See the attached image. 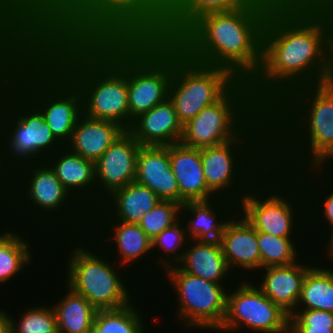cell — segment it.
<instances>
[{"label":"cell","instance_id":"1","mask_svg":"<svg viewBox=\"0 0 333 333\" xmlns=\"http://www.w3.org/2000/svg\"><path fill=\"white\" fill-rule=\"evenodd\" d=\"M333 5L270 11L262 32V64L250 81L255 101L270 111L291 90L324 83Z\"/></svg>","mask_w":333,"mask_h":333},{"label":"cell","instance_id":"2","mask_svg":"<svg viewBox=\"0 0 333 333\" xmlns=\"http://www.w3.org/2000/svg\"><path fill=\"white\" fill-rule=\"evenodd\" d=\"M36 46L80 90L85 116L129 129L128 40L72 42L40 29Z\"/></svg>","mask_w":333,"mask_h":333},{"label":"cell","instance_id":"3","mask_svg":"<svg viewBox=\"0 0 333 333\" xmlns=\"http://www.w3.org/2000/svg\"><path fill=\"white\" fill-rule=\"evenodd\" d=\"M272 167L287 174L333 169V88L291 90L271 110Z\"/></svg>","mask_w":333,"mask_h":333},{"label":"cell","instance_id":"4","mask_svg":"<svg viewBox=\"0 0 333 333\" xmlns=\"http://www.w3.org/2000/svg\"><path fill=\"white\" fill-rule=\"evenodd\" d=\"M270 10L247 2L242 7L198 18L174 43L192 60L228 69L251 81L262 64V32Z\"/></svg>","mask_w":333,"mask_h":333},{"label":"cell","instance_id":"5","mask_svg":"<svg viewBox=\"0 0 333 333\" xmlns=\"http://www.w3.org/2000/svg\"><path fill=\"white\" fill-rule=\"evenodd\" d=\"M49 262V267L97 311L123 308L146 289L87 233L50 238Z\"/></svg>","mask_w":333,"mask_h":333},{"label":"cell","instance_id":"6","mask_svg":"<svg viewBox=\"0 0 333 333\" xmlns=\"http://www.w3.org/2000/svg\"><path fill=\"white\" fill-rule=\"evenodd\" d=\"M89 215L45 161L27 162L12 171L9 222L40 231L50 239L86 234Z\"/></svg>","mask_w":333,"mask_h":333},{"label":"cell","instance_id":"7","mask_svg":"<svg viewBox=\"0 0 333 333\" xmlns=\"http://www.w3.org/2000/svg\"><path fill=\"white\" fill-rule=\"evenodd\" d=\"M45 30L72 42L163 40V22L141 0H73Z\"/></svg>","mask_w":333,"mask_h":333},{"label":"cell","instance_id":"8","mask_svg":"<svg viewBox=\"0 0 333 333\" xmlns=\"http://www.w3.org/2000/svg\"><path fill=\"white\" fill-rule=\"evenodd\" d=\"M203 174L217 196L239 203L272 167V122L264 110L237 138L201 148Z\"/></svg>","mask_w":333,"mask_h":333},{"label":"cell","instance_id":"9","mask_svg":"<svg viewBox=\"0 0 333 333\" xmlns=\"http://www.w3.org/2000/svg\"><path fill=\"white\" fill-rule=\"evenodd\" d=\"M232 285L190 275L177 265L167 267L150 287L161 332L215 333L225 319L227 293Z\"/></svg>","mask_w":333,"mask_h":333},{"label":"cell","instance_id":"10","mask_svg":"<svg viewBox=\"0 0 333 333\" xmlns=\"http://www.w3.org/2000/svg\"><path fill=\"white\" fill-rule=\"evenodd\" d=\"M12 84L40 111L55 139L66 146L83 114L76 85L37 46L15 66Z\"/></svg>","mask_w":333,"mask_h":333},{"label":"cell","instance_id":"11","mask_svg":"<svg viewBox=\"0 0 333 333\" xmlns=\"http://www.w3.org/2000/svg\"><path fill=\"white\" fill-rule=\"evenodd\" d=\"M237 211L258 232L309 238L307 197L293 174L271 167L241 198Z\"/></svg>","mask_w":333,"mask_h":333},{"label":"cell","instance_id":"12","mask_svg":"<svg viewBox=\"0 0 333 333\" xmlns=\"http://www.w3.org/2000/svg\"><path fill=\"white\" fill-rule=\"evenodd\" d=\"M63 146L40 111L11 84L0 99V151L13 171L27 162H44Z\"/></svg>","mask_w":333,"mask_h":333},{"label":"cell","instance_id":"13","mask_svg":"<svg viewBox=\"0 0 333 333\" xmlns=\"http://www.w3.org/2000/svg\"><path fill=\"white\" fill-rule=\"evenodd\" d=\"M264 109L255 101L250 81L238 80L217 102L183 125L180 143L201 149L237 138Z\"/></svg>","mask_w":333,"mask_h":333},{"label":"cell","instance_id":"14","mask_svg":"<svg viewBox=\"0 0 333 333\" xmlns=\"http://www.w3.org/2000/svg\"><path fill=\"white\" fill-rule=\"evenodd\" d=\"M48 267L49 239L43 233L9 221H0V298L28 295L29 289L32 293L36 292L40 276Z\"/></svg>","mask_w":333,"mask_h":333},{"label":"cell","instance_id":"15","mask_svg":"<svg viewBox=\"0 0 333 333\" xmlns=\"http://www.w3.org/2000/svg\"><path fill=\"white\" fill-rule=\"evenodd\" d=\"M172 42L128 40L129 128L134 119L169 98Z\"/></svg>","mask_w":333,"mask_h":333},{"label":"cell","instance_id":"16","mask_svg":"<svg viewBox=\"0 0 333 333\" xmlns=\"http://www.w3.org/2000/svg\"><path fill=\"white\" fill-rule=\"evenodd\" d=\"M237 81L228 69L196 62L172 42L169 100L182 125L217 102Z\"/></svg>","mask_w":333,"mask_h":333},{"label":"cell","instance_id":"17","mask_svg":"<svg viewBox=\"0 0 333 333\" xmlns=\"http://www.w3.org/2000/svg\"><path fill=\"white\" fill-rule=\"evenodd\" d=\"M289 314L251 279L237 280L227 293V311L215 333H289Z\"/></svg>","mask_w":333,"mask_h":333},{"label":"cell","instance_id":"18","mask_svg":"<svg viewBox=\"0 0 333 333\" xmlns=\"http://www.w3.org/2000/svg\"><path fill=\"white\" fill-rule=\"evenodd\" d=\"M87 234L146 288L153 285L152 243L138 224L89 219Z\"/></svg>","mask_w":333,"mask_h":333},{"label":"cell","instance_id":"19","mask_svg":"<svg viewBox=\"0 0 333 333\" xmlns=\"http://www.w3.org/2000/svg\"><path fill=\"white\" fill-rule=\"evenodd\" d=\"M293 175L307 197L309 241L319 248L333 234V169H302Z\"/></svg>","mask_w":333,"mask_h":333},{"label":"cell","instance_id":"20","mask_svg":"<svg viewBox=\"0 0 333 333\" xmlns=\"http://www.w3.org/2000/svg\"><path fill=\"white\" fill-rule=\"evenodd\" d=\"M36 23L7 5L0 12V99L12 84L15 66L36 46Z\"/></svg>","mask_w":333,"mask_h":333},{"label":"cell","instance_id":"21","mask_svg":"<svg viewBox=\"0 0 333 333\" xmlns=\"http://www.w3.org/2000/svg\"><path fill=\"white\" fill-rule=\"evenodd\" d=\"M320 258L319 248H313L290 265L260 269L251 280L268 298L291 315L297 308L307 271Z\"/></svg>","mask_w":333,"mask_h":333},{"label":"cell","instance_id":"22","mask_svg":"<svg viewBox=\"0 0 333 333\" xmlns=\"http://www.w3.org/2000/svg\"><path fill=\"white\" fill-rule=\"evenodd\" d=\"M140 146L125 130L95 162L97 208L114 190L135 181Z\"/></svg>","mask_w":333,"mask_h":333},{"label":"cell","instance_id":"23","mask_svg":"<svg viewBox=\"0 0 333 333\" xmlns=\"http://www.w3.org/2000/svg\"><path fill=\"white\" fill-rule=\"evenodd\" d=\"M39 286L38 290L48 296L55 311L58 333L89 332L97 310L83 295L76 293L50 267L43 272Z\"/></svg>","mask_w":333,"mask_h":333},{"label":"cell","instance_id":"24","mask_svg":"<svg viewBox=\"0 0 333 333\" xmlns=\"http://www.w3.org/2000/svg\"><path fill=\"white\" fill-rule=\"evenodd\" d=\"M225 261L238 280L251 279L261 269L257 231L237 211L220 239Z\"/></svg>","mask_w":333,"mask_h":333},{"label":"cell","instance_id":"25","mask_svg":"<svg viewBox=\"0 0 333 333\" xmlns=\"http://www.w3.org/2000/svg\"><path fill=\"white\" fill-rule=\"evenodd\" d=\"M45 162L62 186L89 214L97 209L94 162L73 153L66 146L48 156Z\"/></svg>","mask_w":333,"mask_h":333},{"label":"cell","instance_id":"26","mask_svg":"<svg viewBox=\"0 0 333 333\" xmlns=\"http://www.w3.org/2000/svg\"><path fill=\"white\" fill-rule=\"evenodd\" d=\"M155 310L156 302L152 291L146 288L123 308L96 311L93 326L88 333H162ZM152 324L157 325V329Z\"/></svg>","mask_w":333,"mask_h":333},{"label":"cell","instance_id":"27","mask_svg":"<svg viewBox=\"0 0 333 333\" xmlns=\"http://www.w3.org/2000/svg\"><path fill=\"white\" fill-rule=\"evenodd\" d=\"M237 212L233 200L216 197L208 201L187 202L182 205L181 220L189 239L220 241L225 224Z\"/></svg>","mask_w":333,"mask_h":333},{"label":"cell","instance_id":"28","mask_svg":"<svg viewBox=\"0 0 333 333\" xmlns=\"http://www.w3.org/2000/svg\"><path fill=\"white\" fill-rule=\"evenodd\" d=\"M135 181L150 188L162 201L180 204L179 188L170 163L169 145L140 146Z\"/></svg>","mask_w":333,"mask_h":333},{"label":"cell","instance_id":"29","mask_svg":"<svg viewBox=\"0 0 333 333\" xmlns=\"http://www.w3.org/2000/svg\"><path fill=\"white\" fill-rule=\"evenodd\" d=\"M161 199L148 187L131 182L114 190L99 208L93 210L89 219H114L138 224L142 216L153 209Z\"/></svg>","mask_w":333,"mask_h":333},{"label":"cell","instance_id":"30","mask_svg":"<svg viewBox=\"0 0 333 333\" xmlns=\"http://www.w3.org/2000/svg\"><path fill=\"white\" fill-rule=\"evenodd\" d=\"M169 156L179 188L180 204L208 201L217 197L206 184L201 149L188 147L179 142L169 145Z\"/></svg>","mask_w":333,"mask_h":333},{"label":"cell","instance_id":"31","mask_svg":"<svg viewBox=\"0 0 333 333\" xmlns=\"http://www.w3.org/2000/svg\"><path fill=\"white\" fill-rule=\"evenodd\" d=\"M128 131L140 145L168 146L180 142L183 125L168 98L134 119Z\"/></svg>","mask_w":333,"mask_h":333},{"label":"cell","instance_id":"32","mask_svg":"<svg viewBox=\"0 0 333 333\" xmlns=\"http://www.w3.org/2000/svg\"><path fill=\"white\" fill-rule=\"evenodd\" d=\"M177 266L190 275L219 284H234L238 279L229 269L221 243L189 239Z\"/></svg>","mask_w":333,"mask_h":333},{"label":"cell","instance_id":"33","mask_svg":"<svg viewBox=\"0 0 333 333\" xmlns=\"http://www.w3.org/2000/svg\"><path fill=\"white\" fill-rule=\"evenodd\" d=\"M31 294H28V296L27 294L23 296L20 295V298H18L19 296L16 295L11 296V298L9 296L5 297L6 298L5 300H9L7 302V310L9 315V332L10 333H58L56 314L52 305L49 302V299H47V297H44L42 295V292H39V290ZM16 303L19 306H17ZM21 306L23 307L22 309Z\"/></svg>","mask_w":333,"mask_h":333},{"label":"cell","instance_id":"34","mask_svg":"<svg viewBox=\"0 0 333 333\" xmlns=\"http://www.w3.org/2000/svg\"><path fill=\"white\" fill-rule=\"evenodd\" d=\"M125 130L112 121L92 119L82 114L66 147L86 160L96 162Z\"/></svg>","mask_w":333,"mask_h":333},{"label":"cell","instance_id":"35","mask_svg":"<svg viewBox=\"0 0 333 333\" xmlns=\"http://www.w3.org/2000/svg\"><path fill=\"white\" fill-rule=\"evenodd\" d=\"M246 3V0H175L173 11L162 21L163 40L175 42L203 15L230 12Z\"/></svg>","mask_w":333,"mask_h":333},{"label":"cell","instance_id":"36","mask_svg":"<svg viewBox=\"0 0 333 333\" xmlns=\"http://www.w3.org/2000/svg\"><path fill=\"white\" fill-rule=\"evenodd\" d=\"M296 310L333 313V264L320 258L306 273Z\"/></svg>","mask_w":333,"mask_h":333},{"label":"cell","instance_id":"37","mask_svg":"<svg viewBox=\"0 0 333 333\" xmlns=\"http://www.w3.org/2000/svg\"><path fill=\"white\" fill-rule=\"evenodd\" d=\"M261 269L268 266L290 265L312 250L309 238H282L257 231Z\"/></svg>","mask_w":333,"mask_h":333},{"label":"cell","instance_id":"38","mask_svg":"<svg viewBox=\"0 0 333 333\" xmlns=\"http://www.w3.org/2000/svg\"><path fill=\"white\" fill-rule=\"evenodd\" d=\"M189 238L185 224L180 220L151 240L153 255V284L167 267L177 265L182 259ZM157 272V273H156Z\"/></svg>","mask_w":333,"mask_h":333},{"label":"cell","instance_id":"39","mask_svg":"<svg viewBox=\"0 0 333 333\" xmlns=\"http://www.w3.org/2000/svg\"><path fill=\"white\" fill-rule=\"evenodd\" d=\"M182 204L174 201H160L153 209L142 216L138 225L152 240L166 228L181 220Z\"/></svg>","mask_w":333,"mask_h":333},{"label":"cell","instance_id":"40","mask_svg":"<svg viewBox=\"0 0 333 333\" xmlns=\"http://www.w3.org/2000/svg\"><path fill=\"white\" fill-rule=\"evenodd\" d=\"M289 333H333V313L295 310L289 316Z\"/></svg>","mask_w":333,"mask_h":333},{"label":"cell","instance_id":"41","mask_svg":"<svg viewBox=\"0 0 333 333\" xmlns=\"http://www.w3.org/2000/svg\"><path fill=\"white\" fill-rule=\"evenodd\" d=\"M12 206V170L0 151V221H8Z\"/></svg>","mask_w":333,"mask_h":333},{"label":"cell","instance_id":"42","mask_svg":"<svg viewBox=\"0 0 333 333\" xmlns=\"http://www.w3.org/2000/svg\"><path fill=\"white\" fill-rule=\"evenodd\" d=\"M8 5H11L21 12L26 14L31 20L36 23L37 29H42V11L44 0H4Z\"/></svg>","mask_w":333,"mask_h":333},{"label":"cell","instance_id":"43","mask_svg":"<svg viewBox=\"0 0 333 333\" xmlns=\"http://www.w3.org/2000/svg\"><path fill=\"white\" fill-rule=\"evenodd\" d=\"M73 0H44L42 29H45Z\"/></svg>","mask_w":333,"mask_h":333},{"label":"cell","instance_id":"44","mask_svg":"<svg viewBox=\"0 0 333 333\" xmlns=\"http://www.w3.org/2000/svg\"><path fill=\"white\" fill-rule=\"evenodd\" d=\"M268 8L270 11L292 10L305 6L301 0H246Z\"/></svg>","mask_w":333,"mask_h":333},{"label":"cell","instance_id":"45","mask_svg":"<svg viewBox=\"0 0 333 333\" xmlns=\"http://www.w3.org/2000/svg\"><path fill=\"white\" fill-rule=\"evenodd\" d=\"M161 21H163L174 8L175 0H141Z\"/></svg>","mask_w":333,"mask_h":333},{"label":"cell","instance_id":"46","mask_svg":"<svg viewBox=\"0 0 333 333\" xmlns=\"http://www.w3.org/2000/svg\"><path fill=\"white\" fill-rule=\"evenodd\" d=\"M321 258L333 264V234L319 247Z\"/></svg>","mask_w":333,"mask_h":333},{"label":"cell","instance_id":"47","mask_svg":"<svg viewBox=\"0 0 333 333\" xmlns=\"http://www.w3.org/2000/svg\"><path fill=\"white\" fill-rule=\"evenodd\" d=\"M6 302L7 301L5 300V298L0 299V304H1L0 305V333H10L9 332V315H8Z\"/></svg>","mask_w":333,"mask_h":333},{"label":"cell","instance_id":"48","mask_svg":"<svg viewBox=\"0 0 333 333\" xmlns=\"http://www.w3.org/2000/svg\"><path fill=\"white\" fill-rule=\"evenodd\" d=\"M8 4L4 0H0V12L7 6Z\"/></svg>","mask_w":333,"mask_h":333}]
</instances>
